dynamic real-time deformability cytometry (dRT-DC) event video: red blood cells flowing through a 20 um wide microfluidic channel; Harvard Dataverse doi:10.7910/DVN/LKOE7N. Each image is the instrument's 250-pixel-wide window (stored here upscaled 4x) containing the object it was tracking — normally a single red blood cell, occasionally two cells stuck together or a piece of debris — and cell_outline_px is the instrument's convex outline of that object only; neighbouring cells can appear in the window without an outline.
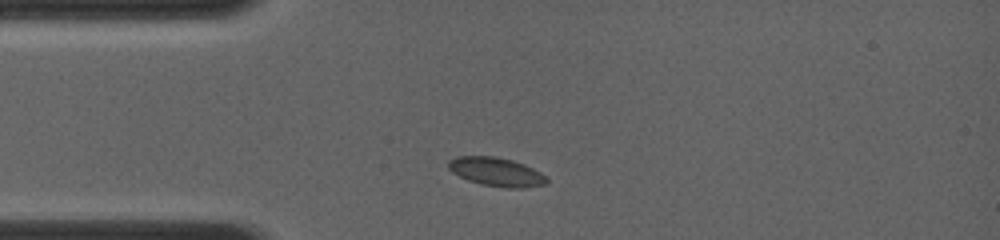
{"species": "common noctule bat (a hibernating species)", "species_latin": "Nyctalus noctula", "temperature_condition": "room temperature", "stored_images_in_passage": 1, "camera_frame_rate_fps": 4000, "um_per_image_px": 0.085, "animal": {"sex": "female", "body_mass_g": 19.0, "forearm_length_mm": 56.7}, "frame": {"image": 1, "passage_image": 1, "time_ms": 0.0, "image_size_px": [1000, 240], "cell_outline_px": [[548, 184], [524, 188], [504, 188], [480, 184], [468, 180], [452, 172], [448, 168], [448, 160], [456, 156], [496, 156], [512, 160], [524, 164], [540, 172], [548, 180]], "centroid_in_image_um": [42.18, 14.61], "position_along_channel_um": 42.8, "area_um2": 16.59}}